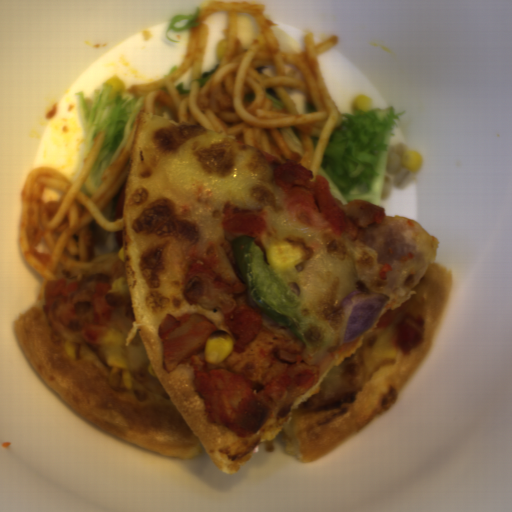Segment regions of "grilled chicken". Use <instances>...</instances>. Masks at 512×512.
<instances>
[{
	"instance_id": "grilled-chicken-1",
	"label": "grilled chicken",
	"mask_w": 512,
	"mask_h": 512,
	"mask_svg": "<svg viewBox=\"0 0 512 512\" xmlns=\"http://www.w3.org/2000/svg\"><path fill=\"white\" fill-rule=\"evenodd\" d=\"M215 324L200 313L166 314L158 324L162 339L163 368L171 371L181 362L193 367V390L203 399L208 421L225 425L238 438L251 436L267 418L274 401L287 387L310 390L320 368L300 364L287 370L262 390H253L249 380L230 369H207L199 354Z\"/></svg>"
},
{
	"instance_id": "grilled-chicken-2",
	"label": "grilled chicken",
	"mask_w": 512,
	"mask_h": 512,
	"mask_svg": "<svg viewBox=\"0 0 512 512\" xmlns=\"http://www.w3.org/2000/svg\"><path fill=\"white\" fill-rule=\"evenodd\" d=\"M273 166L274 181L285 190L288 211L311 226H324L334 233L357 238L359 229L371 223H385L386 210L365 200H351L342 204L330 193L329 181L315 175L303 164L292 159L282 163L270 152L259 150ZM314 177V181L310 178Z\"/></svg>"
}]
</instances>
